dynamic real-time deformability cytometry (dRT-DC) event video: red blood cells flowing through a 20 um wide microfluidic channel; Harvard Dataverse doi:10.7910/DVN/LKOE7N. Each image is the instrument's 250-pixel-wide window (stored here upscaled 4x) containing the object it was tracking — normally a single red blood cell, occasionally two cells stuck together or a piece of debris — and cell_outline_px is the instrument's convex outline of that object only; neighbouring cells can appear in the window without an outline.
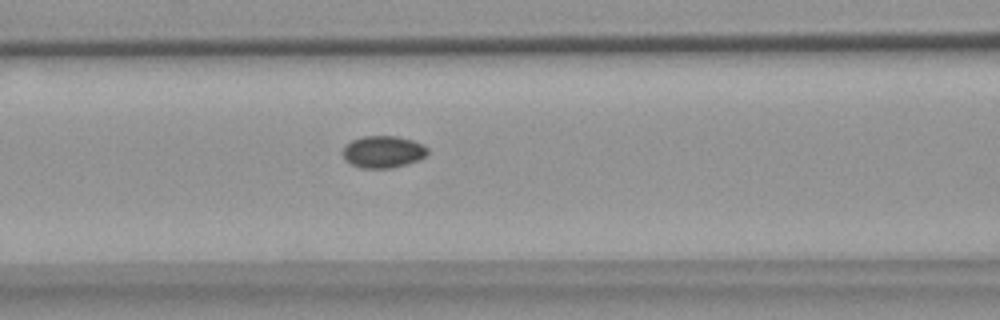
{"species": "common noctule bat (a hibernating species)", "species_latin": "Nyctalus noctula", "temperature_condition": "warm", "stored_images_in_passage": 55, "camera_frame_rate_fps": 3000, "um_per_image_px": 0.085, "animal": {"sex": "female", "body_mass_g": 18.4}, "frame": {"image": 1, "passage_image": 23, "time_ms": 7.333, "image_size_px": [1000, 320], "cell_outline_px": [[428, 152], [420, 160], [408, 164], [392, 168], [360, 168], [344, 160], [340, 152], [344, 144], [352, 140], [364, 136], [396, 136], [412, 140], [424, 144], [428, 148]], "centroid_in_image_um": [32.53, 12.91], "position_along_channel_um": 134.1, "area_um2": 16.18}}
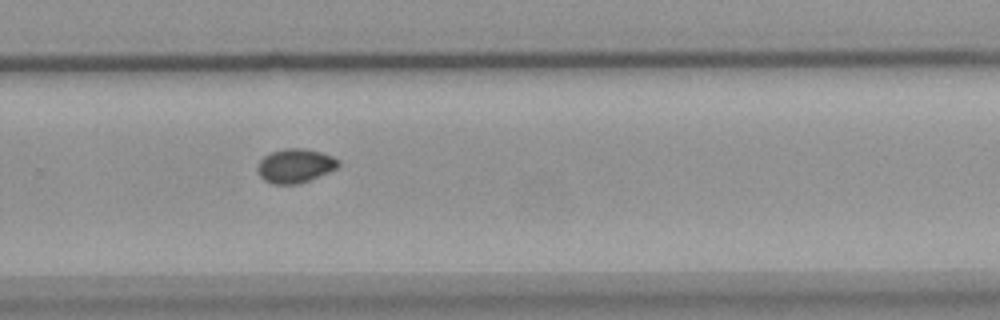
{"frame": {"image": 2, "passage_image": 37, "time_ms": 12.0, "image_size_px": [1000, 320], "cell_outline_px": [[340, 164], [336, 168], [328, 172], [300, 184], [272, 184], [264, 180], [260, 176], [256, 168], [260, 160], [264, 156], [272, 152], [284, 148], [304, 148], [320, 152], [332, 156], [340, 160]], "centroid_in_image_um": [25.08, 14.09], "position_along_channel_um": 304.7, "area_um2": 16.07}}
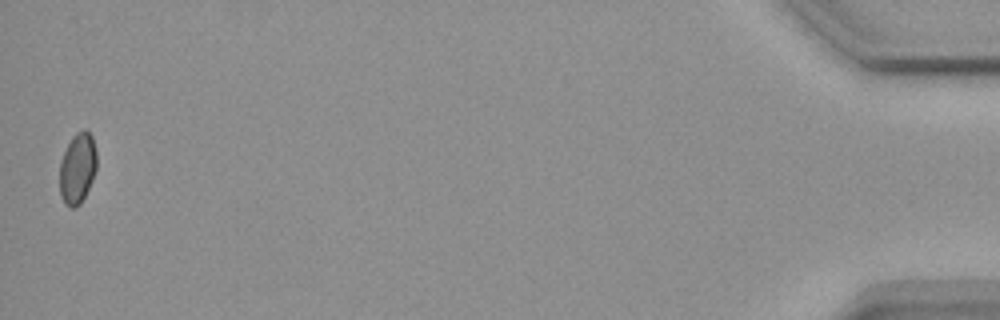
{"frame": {"image": 3, "passage_image": 55, "time_ms": 18.0, "image_size_px": [1000, 320], "cell_outline_px": [[96, 168], [92, 180], [80, 204], [76, 208], [72, 208], [64, 204], [60, 196], [60, 164], [64, 152], [72, 136], [76, 132], [84, 128], [92, 136], [96, 152]], "centroid_in_image_um": [6.58, 14.31], "position_along_channel_um": 428.6, "area_um2": 15.26}, "authors_computed_cell_mechanics": {"area_um2": 15.8372, "velocity_mm_per_s": 3.6779, "shape_relaxation_time_tau1_ms": null, "shape_relaxation_time_tau2_ms": 2.1811, "deformation_change_tau1": null, "deformation_change_tau2": 0.0325}}